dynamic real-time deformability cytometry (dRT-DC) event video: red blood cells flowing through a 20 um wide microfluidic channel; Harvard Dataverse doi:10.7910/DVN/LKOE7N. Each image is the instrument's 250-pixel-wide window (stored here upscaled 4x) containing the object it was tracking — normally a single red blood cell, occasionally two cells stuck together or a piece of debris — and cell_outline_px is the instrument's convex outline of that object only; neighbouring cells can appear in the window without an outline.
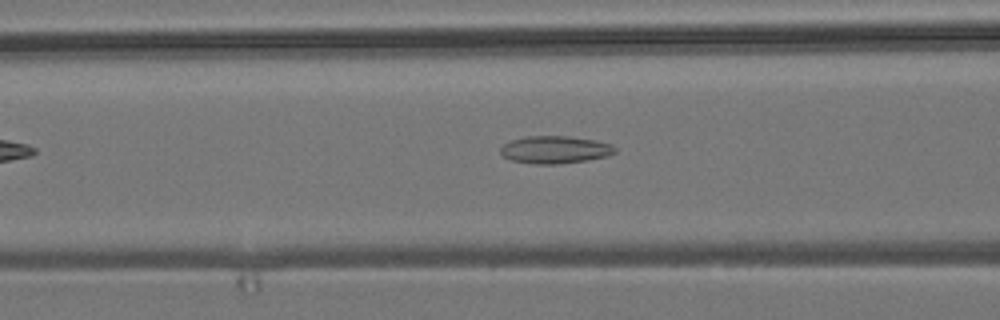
{"species": "common noctule bat (a hibernating species)", "species_latin": "Nyctalus noctula", "temperature_condition": "room temperature", "stored_images_in_passage": 44, "camera_frame_rate_fps": 3000, "um_per_image_px": 0.085, "animal": {"sex": "male", "body_mass_g": 19.2, "forearm_length_mm": 51.8}, "frame": {"image": 1, "passage_image": 12, "time_ms": 3.667, "image_size_px": [1000, 320], "cell_outline_px": [[616, 152], [608, 156], [588, 160], [556, 164], [536, 164], [508, 160], [500, 152], [500, 148], [504, 144], [512, 140], [524, 136], [568, 136], [592, 140], [612, 144], [616, 148]], "centroid_in_image_um": [47.16, 12.73], "position_along_channel_um": 119.4, "area_um2": 18.38}}
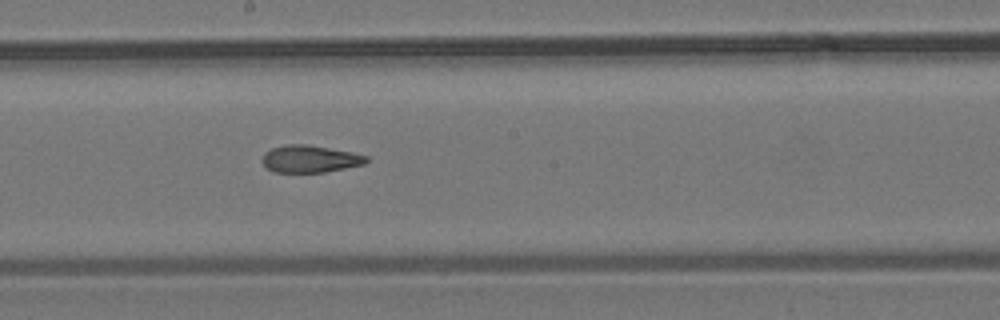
{"frame": {"image": 2, "passage_image": 20, "time_ms": 6.333, "image_size_px": [1000, 320], "cell_outline_px": [[368, 160], [364, 164], [324, 172], [272, 172], [260, 160], [264, 152], [272, 148], [288, 144], [308, 144], [352, 152], [368, 156]], "centroid_in_image_um": [26.32, 13.5], "position_along_channel_um": 221.9, "area_um2": 16.53}}
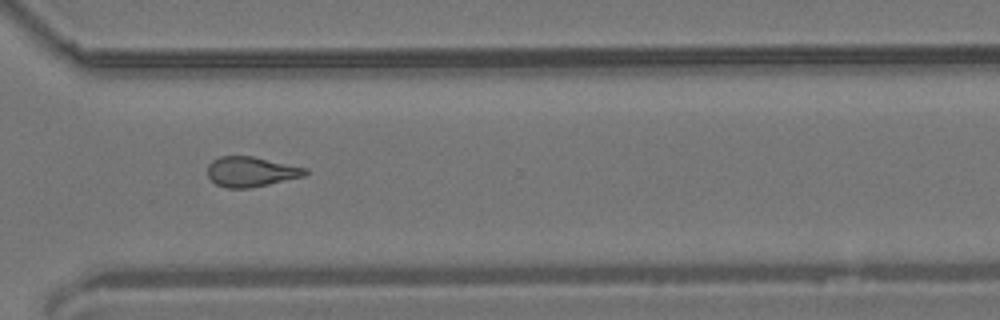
{"frame": {"image": 3, "passage_image": 30, "time_ms": 9.667, "image_size_px": [1000, 320], "cell_outline_px": [[308, 172], [304, 176], [268, 184], [248, 188], [228, 188], [216, 184], [208, 176], [208, 164], [212, 160], [220, 156], [252, 156], [308, 168]], "centroid_in_image_um": [21.33, 14.58], "position_along_channel_um": 349.3, "area_um2": 16.99}, "authors_computed_cell_mechanics": {"area_um2": 17.2822, "velocity_mm_per_s": 3.8406, "shape_relaxation_time_tau1_ms": null, "shape_relaxation_time_tau2_ms": 3.3075, "deformation_change_tau1": null, "deformation_change_tau2": 0.1182}}